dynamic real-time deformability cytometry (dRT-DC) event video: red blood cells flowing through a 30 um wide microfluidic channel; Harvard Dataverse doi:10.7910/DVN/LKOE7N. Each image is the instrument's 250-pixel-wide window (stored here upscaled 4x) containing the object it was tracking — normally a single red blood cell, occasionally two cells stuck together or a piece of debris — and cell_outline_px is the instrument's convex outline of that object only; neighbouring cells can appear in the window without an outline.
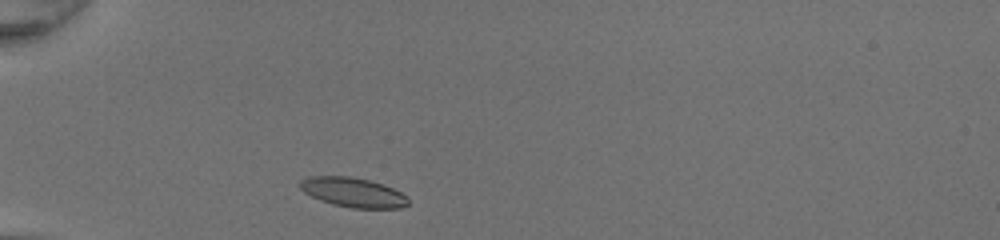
{"species": "common noctule bat (a hibernating species)", "species_latin": "Nyctalus noctula", "temperature_condition": "room temperature", "stored_images_in_passage": 29, "camera_frame_rate_fps": 3000, "um_per_image_px": 0.085, "animal": {"sex": "female", "body_mass_g": 20.0, "forearm_length_mm": 54.0}, "frame": {"image": 1, "passage_image": 2, "time_ms": 0.333, "image_size_px": [1000, 240], "cell_outline_px": [[408, 204], [400, 208], [352, 208], [332, 204], [320, 200], [304, 192], [300, 188], [300, 180], [308, 176], [352, 176], [368, 180], [392, 188], [408, 196]], "centroid_in_image_um": [29.99, 16.35], "position_along_channel_um": 55.0, "area_um2": 18.55}}
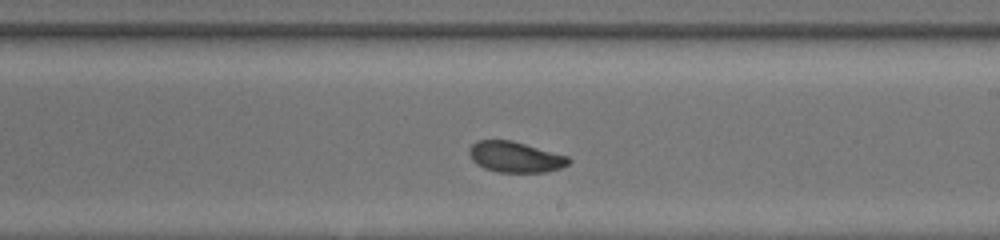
{"frame": {"image": 2, "passage_image": 17, "time_ms": 5.333, "image_size_px": [1000, 240], "cell_outline_px": [[572, 160], [568, 164], [560, 168], [544, 172], [500, 172], [484, 168], [476, 164], [472, 160], [468, 152], [468, 148], [476, 140], [512, 140], [568, 156]], "centroid_in_image_um": [43.77, 13.33], "position_along_channel_um": 245.2, "area_um2": 17.86}}
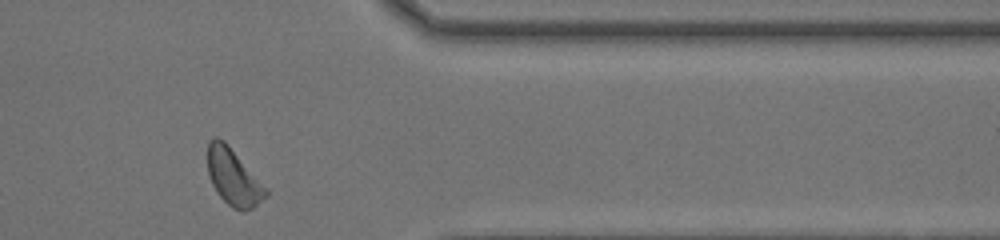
{"frame": {"image": 3, "passage_image": 28, "time_ms": 9.0, "image_size_px": [1000, 240], "cell_outline_px": [[268, 196], [252, 208], [244, 212], [232, 208], [216, 192], [212, 184], [208, 172], [208, 140], [216, 136], [224, 140], [228, 144], [268, 192]], "centroid_in_image_um": [19.81, 15.06], "position_along_channel_um": 391.6, "area_um2": 18.79}, "authors_computed_cell_mechanics": {"area_um2": 18.4382, "velocity_mm_per_s": 4.2456, "shape_relaxation_time_tau1_ms": 2.6315, "shape_relaxation_time_tau2_ms": null, "deformation_change_tau1": 0.0924, "deformation_change_tau2": null}}